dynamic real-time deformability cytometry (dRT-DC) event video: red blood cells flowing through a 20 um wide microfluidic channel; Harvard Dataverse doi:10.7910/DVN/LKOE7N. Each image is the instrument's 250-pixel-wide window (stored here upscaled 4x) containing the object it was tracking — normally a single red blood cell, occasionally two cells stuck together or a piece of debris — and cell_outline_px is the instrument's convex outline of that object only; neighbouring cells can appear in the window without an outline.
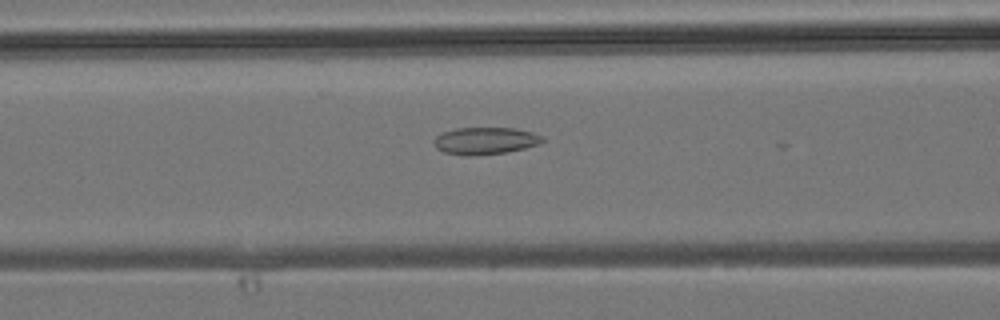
{"species": "common noctule bat (a hibernating species)", "species_latin": "Nyctalus noctula", "temperature_condition": "room temperature", "stored_images_in_passage": 13, "camera_frame_rate_fps": 3000, "um_per_image_px": 0.085, "animal": {"sex": "male", "body_mass_g": 19.2, "forearm_length_mm": 51.8}, "frame": {"image": 1, "passage_image": 5, "time_ms": 1.333, "image_size_px": [1000, 320], "cell_outline_px": [[544, 140], [540, 144], [508, 152], [468, 156], [444, 152], [436, 148], [432, 140], [436, 136], [444, 132], [456, 128], [516, 128], [532, 132], [544, 136]], "centroid_in_image_um": [41.26, 11.96], "position_along_channel_um": 125.3, "area_um2": 17.22}}
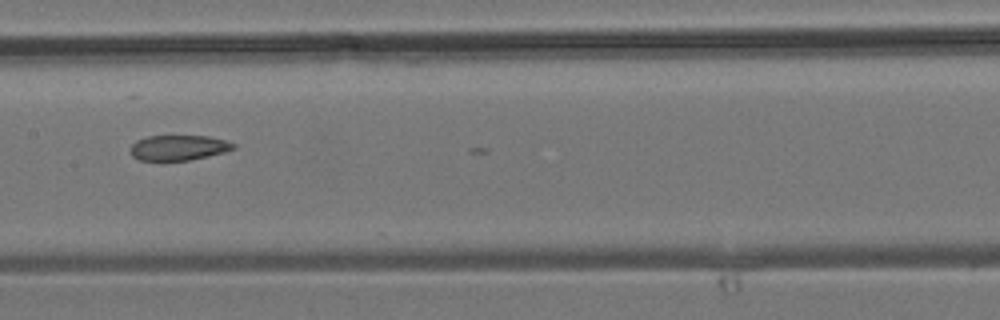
{"frame": {"image": 2, "passage_image": 9, "time_ms": 2.667, "image_size_px": [1000, 320], "cell_outline_px": [[236, 148], [224, 152], [192, 160], [164, 164], [160, 164], [140, 160], [132, 156], [132, 144], [136, 140], [148, 136], [208, 136], [224, 140], [236, 144]], "centroid_in_image_um": [15.14, 12.61], "position_along_channel_um": 192.3, "area_um2": 15.84}}
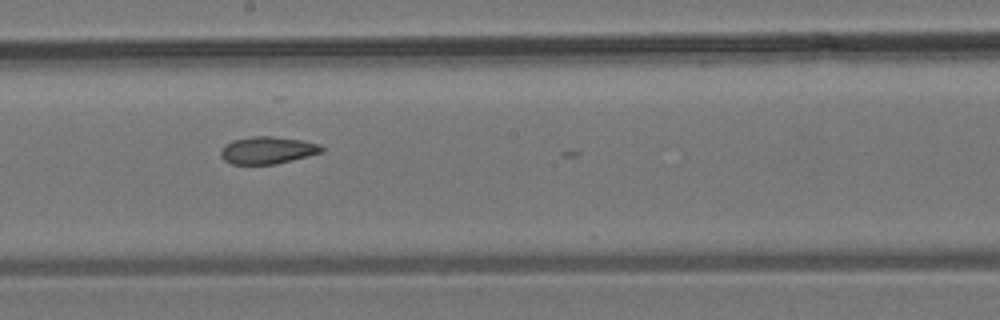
{"frame": {"image": 3, "passage_image": 11, "time_ms": 3.333, "image_size_px": [1000, 320], "cell_outline_px": [[324, 152], [276, 164], [232, 164], [224, 160], [220, 156], [220, 148], [224, 144], [232, 140], [252, 136], [272, 136], [300, 140], [320, 144], [324, 148]], "centroid_in_image_um": [22.71, 12.77], "position_along_channel_um": 225.5, "area_um2": 16.18}}